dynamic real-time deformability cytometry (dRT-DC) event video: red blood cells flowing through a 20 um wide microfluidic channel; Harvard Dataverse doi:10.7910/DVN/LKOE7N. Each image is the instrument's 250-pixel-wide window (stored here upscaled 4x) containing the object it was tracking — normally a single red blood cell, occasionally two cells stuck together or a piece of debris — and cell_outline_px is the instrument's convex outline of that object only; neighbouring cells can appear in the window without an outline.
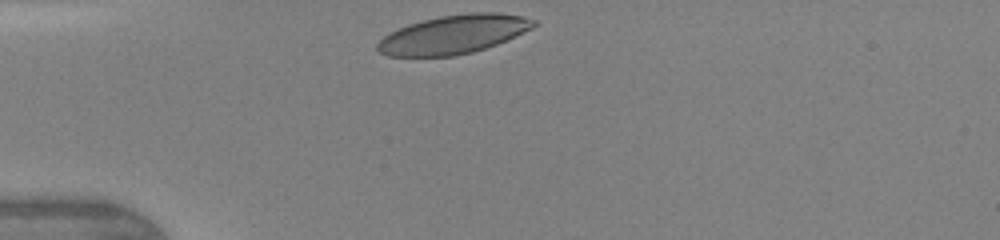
{"species": "human", "species_latin": "Homo sapiens", "temperature_condition": "warm", "stored_images_in_passage": 27, "camera_frame_rate_fps": 3000, "um_per_image_px": 0.085, "donor": {"sex": "female"}, "frame": {"image": 1, "passage_image": 1, "time_ms": 0.0, "image_size_px": [1000, 240], "cell_outline_px": [[536, 24], [532, 28], [496, 44], [472, 52], [452, 56], [388, 56], [380, 52], [376, 48], [376, 44], [384, 36], [408, 24], [440, 16], [468, 12], [496, 12], [524, 16], [536, 20]], "centroid_in_image_um": [38.55, 2.91], "position_along_channel_um": 46.4, "area_um2": 34.91}, "authors_computed_cell_mechanics": {"area_um2": 36.2984, "velocity_mm_per_s": 4.3701, "shape_relaxation_time_tau1_ms": 2.6322, "shape_relaxation_time_tau2_ms": 0.6272, "deformation_change_tau1": 0.1373, "deformation_change_tau2": 0.0599}}